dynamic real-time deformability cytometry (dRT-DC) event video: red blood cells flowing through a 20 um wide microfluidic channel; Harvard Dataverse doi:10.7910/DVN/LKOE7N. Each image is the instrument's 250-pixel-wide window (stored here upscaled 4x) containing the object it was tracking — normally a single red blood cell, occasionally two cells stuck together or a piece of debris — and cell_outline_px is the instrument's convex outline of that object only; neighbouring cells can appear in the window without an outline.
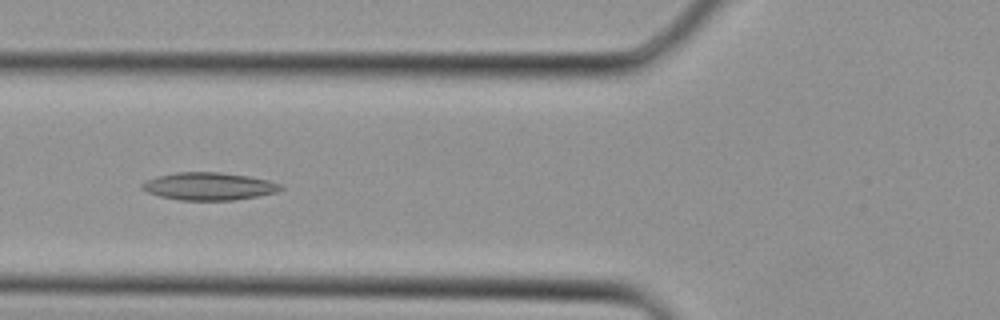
{"species": "Egyptian fruit bat (a non-hibernating species)", "species_latin": "Rousettus aegyptiacus", "temperature_condition": "cold", "stored_images_in_passage": 34, "camera_frame_rate_fps": 3000, "um_per_image_px": 0.085, "animal": {"sex": "female"}, "frame": {"image": 1, "passage_image": 13, "time_ms": 4.0, "image_size_px": [1000, 320], "cell_outline_px": [[284, 188], [276, 192], [236, 200], [180, 200], [160, 196], [148, 192], [140, 188], [140, 184], [156, 176], [176, 172], [220, 172], [248, 176], [268, 180], [280, 184]], "centroid_in_image_um": [17.74, 15.83], "position_along_channel_um": 108.1, "area_um2": 22.25}}
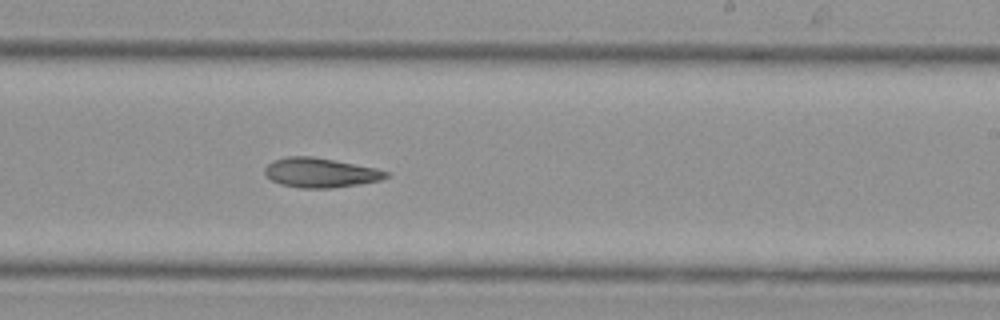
{"frame": {"image": 2, "passage_image": 21, "time_ms": 6.667, "image_size_px": [1000, 320], "cell_outline_px": [[388, 176], [380, 180], [360, 184], [332, 188], [300, 188], [280, 184], [272, 180], [264, 172], [264, 168], [272, 160], [288, 156], [312, 156], [376, 168], [388, 172]], "centroid_in_image_um": [27.21, 14.68], "position_along_channel_um": 261.8, "area_um2": 20.81}}
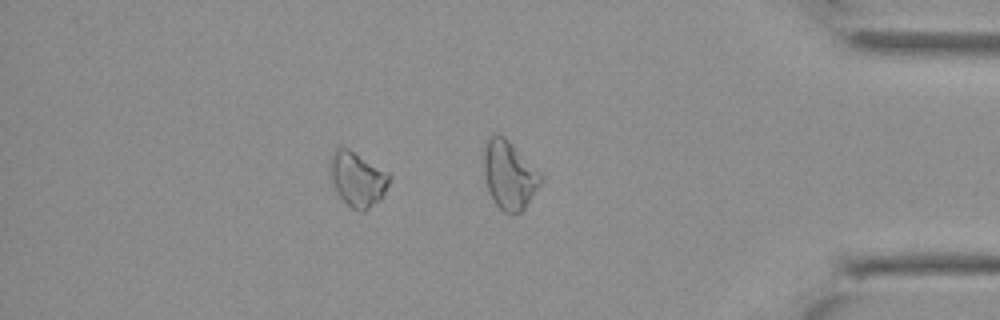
{"frame": {"image": 3, "passage_image": 29, "time_ms": 9.333, "image_size_px": [1000, 320], "cell_outline_px": [[392, 176], [384, 196], [380, 200], [364, 212], [352, 208], [336, 192], [328, 172], [328, 168], [332, 152], [336, 148], [348, 148], [388, 172]], "centroid_in_image_um": [30.38, 15.22], "position_along_channel_um": 404.8, "area_um2": 19.07}}